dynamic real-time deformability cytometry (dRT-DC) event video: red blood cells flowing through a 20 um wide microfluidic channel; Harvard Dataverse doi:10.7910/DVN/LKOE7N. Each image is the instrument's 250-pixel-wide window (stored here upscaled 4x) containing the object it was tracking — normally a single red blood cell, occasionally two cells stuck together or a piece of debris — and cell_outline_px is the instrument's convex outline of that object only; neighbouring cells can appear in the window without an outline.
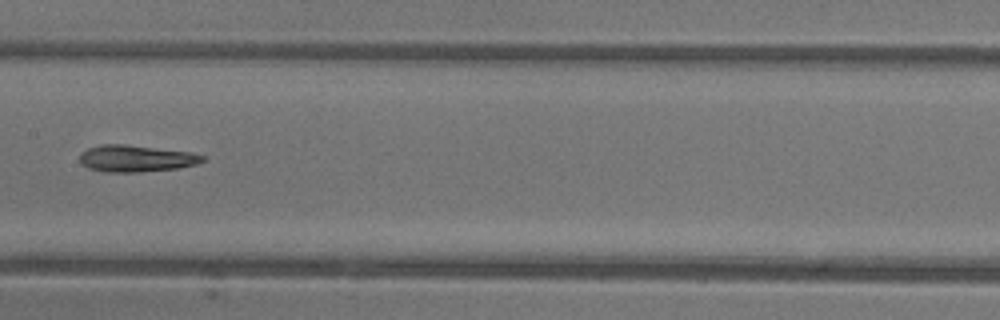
{"species": "common noctule bat (a hibernating species)", "species_latin": "Nyctalus noctula", "temperature_condition": "warm", "stored_images_in_passage": 39, "camera_frame_rate_fps": 3000, "um_per_image_px": 0.085, "animal": {"sex": "female"}, "frame": {"image": 1, "passage_image": 17, "time_ms": 5.333, "image_size_px": [1000, 320], "cell_outline_px": [[204, 160], [196, 164], [180, 168], [140, 172], [104, 172], [88, 168], [80, 164], [80, 152], [88, 148], [100, 144], [124, 144], [192, 152], [204, 156]], "centroid_in_image_um": [11.53, 13.47], "position_along_channel_um": 195.9, "area_um2": 19.31}, "authors_computed_cell_mechanics": {"area_um2": 19.3052, "velocity_mm_per_s": 4.4679, "shape_relaxation_time_tau1_ms": 10.6249, "shape_relaxation_time_tau2_ms": 4.6704, "deformation_change_tau1": 0.3271, "deformation_change_tau2": 0.1838}}